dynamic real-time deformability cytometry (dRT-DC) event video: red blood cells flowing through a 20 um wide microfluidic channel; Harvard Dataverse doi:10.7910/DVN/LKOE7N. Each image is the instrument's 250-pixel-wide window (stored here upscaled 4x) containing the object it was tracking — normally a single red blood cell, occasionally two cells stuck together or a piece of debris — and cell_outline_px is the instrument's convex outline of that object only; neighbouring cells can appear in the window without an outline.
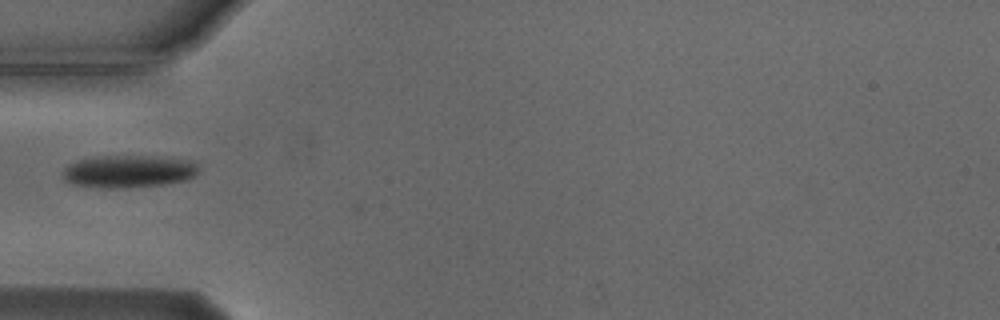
{"species": "Egyptian fruit bat (a non-hibernating species)", "species_latin": "Rousettus aegyptiacus", "temperature_condition": "cold", "stored_images_in_passage": 3, "camera_frame_rate_fps": 3000, "um_per_image_px": 0.085, "animal": {"sex": "male"}, "frame": {"image": 1, "passage_image": 2, "time_ms": 0.333, "image_size_px": [1000, 320], "cell_outline_px": [[200, 168], [196, 176], [188, 180], [164, 184], [128, 188], [104, 188], [72, 184], [64, 180], [64, 168], [68, 164], [76, 160], [96, 156], [156, 156], [192, 160]], "centroid_in_image_um": [10.97, 14.56], "position_along_channel_um": 74.0, "area_um2": 26.13}}